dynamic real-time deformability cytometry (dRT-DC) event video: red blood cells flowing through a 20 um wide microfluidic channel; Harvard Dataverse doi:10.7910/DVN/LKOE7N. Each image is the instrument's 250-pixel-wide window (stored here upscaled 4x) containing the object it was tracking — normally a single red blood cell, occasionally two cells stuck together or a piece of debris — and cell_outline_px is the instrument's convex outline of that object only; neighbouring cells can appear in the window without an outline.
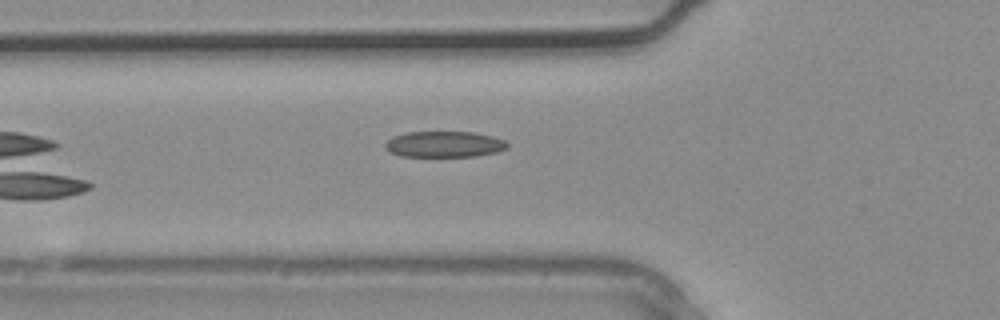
{"species": "common noctule bat (a hibernating species)", "species_latin": "Nyctalus noctula", "temperature_condition": "warm", "stored_images_in_passage": 3, "camera_frame_rate_fps": 3000, "um_per_image_px": 0.085, "animal": {"sex": "male", "body_mass_g": 20.4}, "frame": {"image": 1, "passage_image": 2, "time_ms": 0.333, "image_size_px": [1000, 320], "cell_outline_px": [[508, 148], [496, 152], [476, 156], [400, 156], [388, 152], [384, 148], [384, 144], [392, 136], [408, 132], [472, 132], [492, 136], [504, 140], [508, 144]], "centroid_in_image_um": [37.73, 12.26], "position_along_channel_um": 88.1, "area_um2": 18.55}}